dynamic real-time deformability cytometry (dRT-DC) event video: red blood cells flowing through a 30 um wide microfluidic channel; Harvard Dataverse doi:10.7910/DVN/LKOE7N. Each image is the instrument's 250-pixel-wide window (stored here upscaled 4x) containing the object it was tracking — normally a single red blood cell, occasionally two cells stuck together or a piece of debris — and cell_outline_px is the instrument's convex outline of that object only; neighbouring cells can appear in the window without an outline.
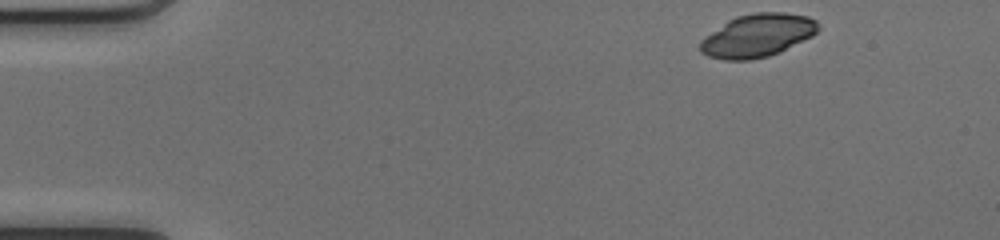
{"species": "common noctule bat (a hibernating species)", "species_latin": "Nyctalus noctula", "temperature_condition": "cold", "stored_images_in_passage": 44, "camera_frame_rate_fps": 3000, "um_per_image_px": 0.085, "animal": {"sex": "female", "body_mass_g": 17.0, "forearm_length_mm": 48.0}, "frame": {"image": 1, "passage_image": 1, "time_ms": 0.0, "image_size_px": [1000, 240], "cell_outline_px": [[820, 28], [812, 36], [780, 52], [768, 56], [752, 60], [724, 60], [708, 56], [700, 52], [700, 40], [728, 20], [736, 16], [756, 12], [784, 12], [808, 16], [816, 20]], "centroid_in_image_um": [64.39, 3.02], "position_along_channel_um": 20.6, "area_um2": 29.65}}